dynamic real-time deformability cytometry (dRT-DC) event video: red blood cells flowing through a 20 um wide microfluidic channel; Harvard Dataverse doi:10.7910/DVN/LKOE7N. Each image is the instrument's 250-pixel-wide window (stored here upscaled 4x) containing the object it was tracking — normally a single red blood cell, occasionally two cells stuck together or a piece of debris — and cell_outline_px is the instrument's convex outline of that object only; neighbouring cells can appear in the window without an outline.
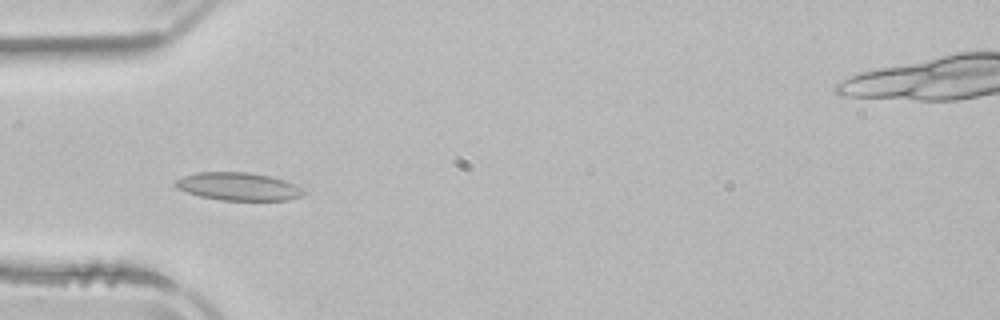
{"species": "common noctule bat (a hibernating species)", "species_latin": "Nyctalus noctula", "temperature_condition": "room temperature", "stored_images_in_passage": 5, "camera_frame_rate_fps": 3000, "um_per_image_px": 0.085, "animal": {"sex": "male", "body_mass_g": 21.5, "forearm_length_mm": 52.0}, "frame": {"image": 1, "passage_image": 4, "time_ms": 4.333, "image_size_px": [1000, 320], "cell_outline_px": [[308, 192], [300, 196], [288, 200], [220, 200], [200, 196], [176, 188], [172, 184], [180, 176], [196, 172], [248, 172], [268, 176], [284, 180], [296, 184]], "centroid_in_image_um": [20.24, 15.84], "position_along_channel_um": 64.8, "area_um2": 20.98}}
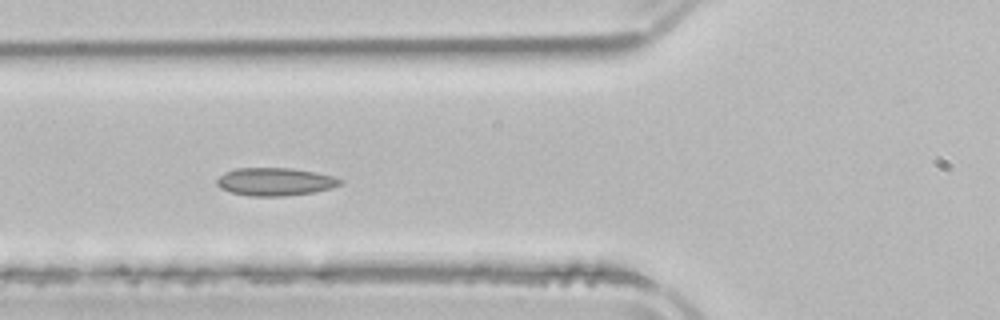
{"frame": {"image": 2, "passage_image": 5, "time_ms": 5.333, "image_size_px": [1000, 320], "cell_outline_px": [[344, 180], [340, 184], [332, 188], [316, 192], [284, 196], [248, 196], [232, 192], [220, 188], [216, 184], [216, 180], [224, 172], [236, 168], [292, 168], [332, 176]], "centroid_in_image_um": [23.37, 15.45], "position_along_channel_um": 102.4, "area_um2": 20.06}}